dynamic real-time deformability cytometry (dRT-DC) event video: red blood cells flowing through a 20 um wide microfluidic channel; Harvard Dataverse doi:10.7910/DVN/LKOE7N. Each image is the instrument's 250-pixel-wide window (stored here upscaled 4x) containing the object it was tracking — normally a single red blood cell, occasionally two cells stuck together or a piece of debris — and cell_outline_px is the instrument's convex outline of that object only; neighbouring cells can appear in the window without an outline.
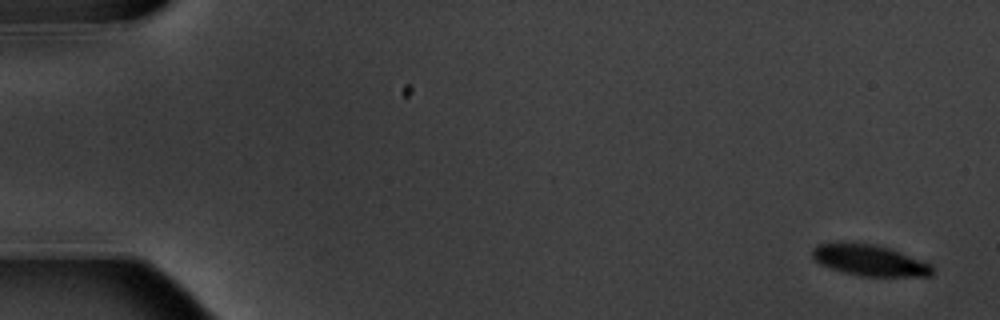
{"species": "common noctule bat (a hibernating species)", "species_latin": "Nyctalus noctula", "temperature_condition": "warm", "stored_images_in_passage": 7, "camera_frame_rate_fps": 3000, "um_per_image_px": 0.085, "animal": {"sex": "male", "body_mass_g": 20.1, "forearm_length_mm": 53.5}, "frame": {"image": 1, "passage_image": 1, "time_ms": 0.0, "image_size_px": [1000, 320], "cell_outline_px": [[932, 276], [860, 276], [844, 272], [820, 264], [812, 256], [812, 248], [816, 244], [836, 240], [876, 244], [900, 252], [932, 264]], "centroid_in_image_um": [73.85, 22.08], "position_along_channel_um": 11.1, "area_um2": 22.08}}
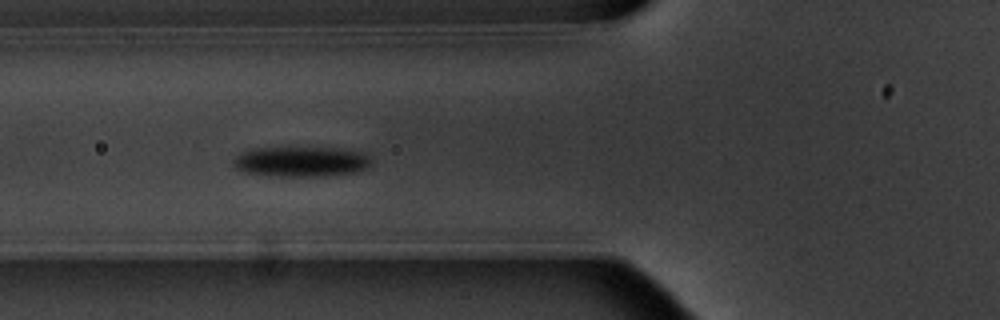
{"frame": {"image": 2, "passage_image": 7, "time_ms": 6.667, "image_size_px": [1000, 320], "cell_outline_px": [[372, 160], [368, 168], [356, 172], [324, 176], [280, 176], [244, 172], [236, 168], [232, 164], [232, 160], [240, 152], [252, 148], [340, 148], [364, 152]], "centroid_in_image_um": [25.61, 13.73], "position_along_channel_um": 100.2, "area_um2": 24.39}}